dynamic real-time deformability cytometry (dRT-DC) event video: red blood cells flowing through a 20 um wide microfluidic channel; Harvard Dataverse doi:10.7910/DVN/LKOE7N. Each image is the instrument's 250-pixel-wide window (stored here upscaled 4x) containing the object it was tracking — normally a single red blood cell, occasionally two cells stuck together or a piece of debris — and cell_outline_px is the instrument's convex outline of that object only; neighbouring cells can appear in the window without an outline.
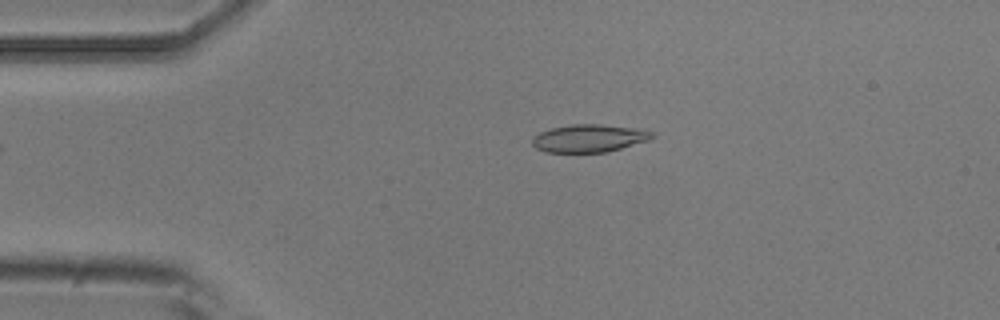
{"species": "common noctule bat (a hibernating species)", "species_latin": "Nyctalus noctula", "temperature_condition": "room temperature", "stored_images_in_passage": 36, "camera_frame_rate_fps": 3000, "um_per_image_px": 0.085, "animal": {"sex": "male", "body_mass_g": 20.5, "forearm_length_mm": 52.5}, "frame": {"image": 1, "passage_image": 1, "time_ms": 0.0, "image_size_px": [1000, 320], "cell_outline_px": [[656, 136], [648, 140], [608, 152], [544, 152], [536, 148], [532, 144], [532, 136], [540, 132], [552, 128], [572, 124], [600, 124], [632, 128], [656, 132]], "centroid_in_image_um": [50.06, 11.75], "position_along_channel_um": 34.9, "area_um2": 19.36}}
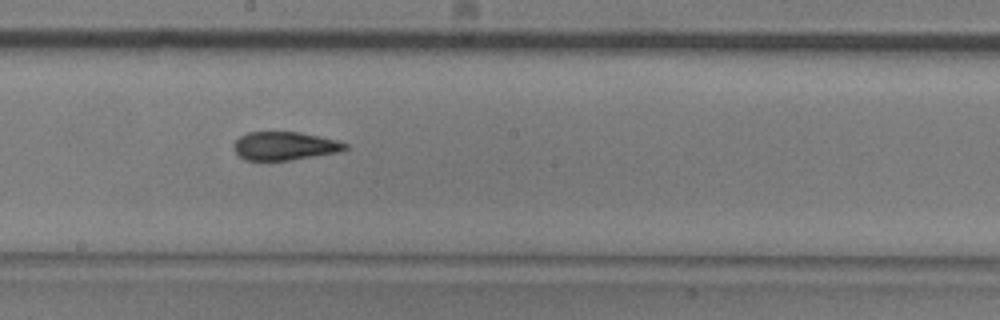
{"frame": {"image": 2, "passage_image": 18, "time_ms": 5.667, "image_size_px": [1000, 320], "cell_outline_px": [[348, 148], [340, 152], [288, 160], [244, 160], [232, 148], [232, 144], [240, 136], [248, 132], [300, 132], [320, 136], [336, 140], [348, 144]], "centroid_in_image_um": [24.19, 12.4], "position_along_channel_um": 224.0, "area_um2": 18.44}}
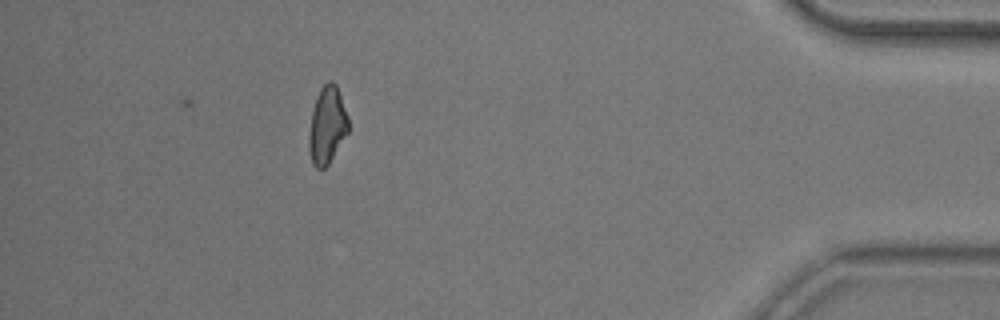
{"frame": {"image": 3, "passage_image": 36, "time_ms": 11.667, "image_size_px": [1000, 320], "cell_outline_px": [[348, 132], [328, 164], [324, 168], [316, 168], [312, 164], [308, 148], [308, 136], [312, 108], [316, 96], [320, 88], [328, 80], [332, 80], [336, 84], [348, 116]], "centroid_in_image_um": [27.78, 10.63], "position_along_channel_um": 407.4, "area_um2": 17.86}, "authors_computed_cell_mechanics": {"area_um2": 19.0162, "velocity_mm_per_s": 3.9323, "shape_relaxation_time_tau1_ms": 6.9379, "shape_relaxation_time_tau2_ms": 1.2071, "deformation_change_tau1": 0.1649, "deformation_change_tau2": 0.0669}}